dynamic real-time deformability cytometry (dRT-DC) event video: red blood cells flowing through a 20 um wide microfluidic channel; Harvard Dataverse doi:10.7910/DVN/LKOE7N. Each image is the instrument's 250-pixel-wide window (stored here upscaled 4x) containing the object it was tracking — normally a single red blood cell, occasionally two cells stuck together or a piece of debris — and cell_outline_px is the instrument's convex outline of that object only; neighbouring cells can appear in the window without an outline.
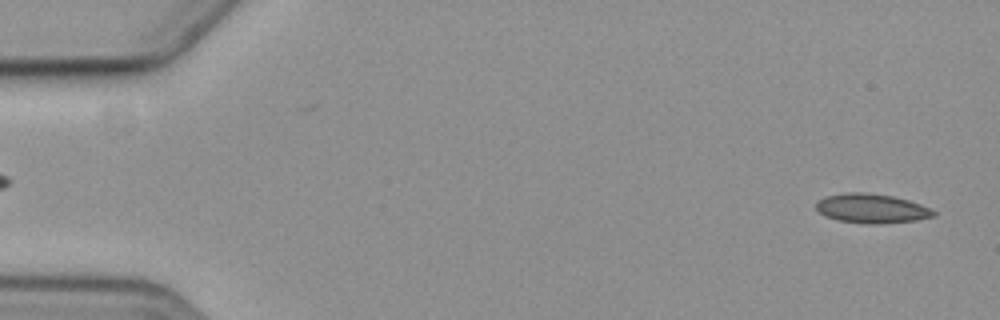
{"species": "common noctule bat (a hibernating species)", "species_latin": "Nyctalus noctula", "temperature_condition": "cold", "stored_images_in_passage": 2, "camera_frame_rate_fps": 3000, "um_per_image_px": 0.085, "animal": {"sex": "female", "body_mass_g": 19.3, "forearm_length_mm": 54.1}, "frame": {"image": 1, "passage_image": 2, "time_ms": 1.333, "image_size_px": [1000, 320], "cell_outline_px": [[936, 216], [916, 220], [880, 224], [868, 224], [840, 220], [828, 216], [820, 212], [816, 208], [816, 204], [824, 196], [844, 192], [864, 192], [892, 196], [908, 200], [920, 204], [936, 212]], "centroid_in_image_um": [74.1, 17.71], "position_along_channel_um": 10.9, "area_um2": 19.88}}